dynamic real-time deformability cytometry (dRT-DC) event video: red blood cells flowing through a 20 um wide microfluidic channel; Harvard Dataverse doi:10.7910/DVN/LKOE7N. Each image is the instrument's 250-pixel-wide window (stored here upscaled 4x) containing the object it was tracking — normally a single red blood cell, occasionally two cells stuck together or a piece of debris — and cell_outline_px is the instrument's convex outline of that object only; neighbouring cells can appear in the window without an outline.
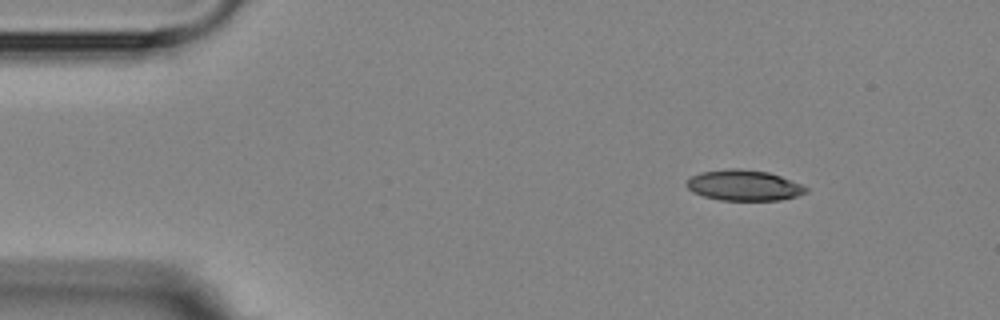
{"species": "Egyptian fruit bat (a non-hibernating species)", "species_latin": "Rousettus aegyptiacus", "temperature_condition": "room temperature", "stored_images_in_passage": 4, "camera_frame_rate_fps": 3000, "um_per_image_px": 0.085, "animal": {"sex": "female"}, "frame": {"image": 1, "passage_image": 1, "time_ms": 0.0, "image_size_px": [1000, 320], "cell_outline_px": [[808, 192], [796, 196], [780, 200], [720, 200], [704, 196], [692, 192], [684, 184], [692, 176], [700, 172], [728, 168], [740, 168], [768, 172], [780, 176], [800, 184], [808, 188]], "centroid_in_image_um": [63.21, 15.75], "position_along_channel_um": 21.8, "area_um2": 21.33}}
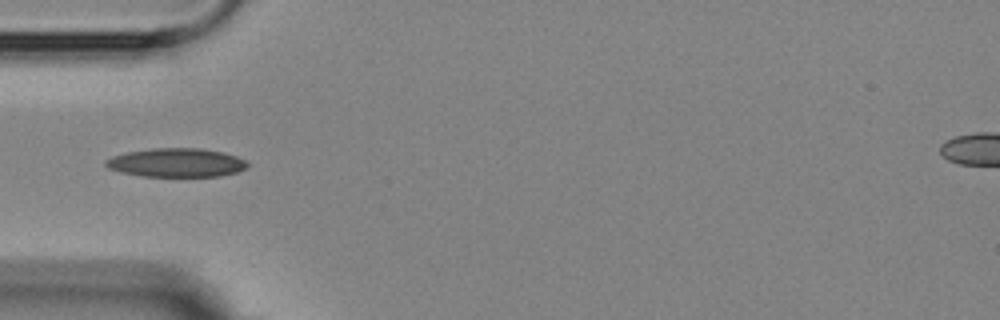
{"frame": {"image": 2, "passage_image": 4, "time_ms": 3.333, "image_size_px": [1000, 320], "cell_outline_px": [[248, 168], [236, 172], [220, 176], [140, 176], [120, 172], [108, 168], [104, 164], [104, 160], [112, 156], [128, 152], [152, 148], [200, 148], [224, 152], [236, 156], [244, 160], [248, 164]], "centroid_in_image_um": [14.98, 13.82], "position_along_channel_um": 70.0, "area_um2": 23.81}}